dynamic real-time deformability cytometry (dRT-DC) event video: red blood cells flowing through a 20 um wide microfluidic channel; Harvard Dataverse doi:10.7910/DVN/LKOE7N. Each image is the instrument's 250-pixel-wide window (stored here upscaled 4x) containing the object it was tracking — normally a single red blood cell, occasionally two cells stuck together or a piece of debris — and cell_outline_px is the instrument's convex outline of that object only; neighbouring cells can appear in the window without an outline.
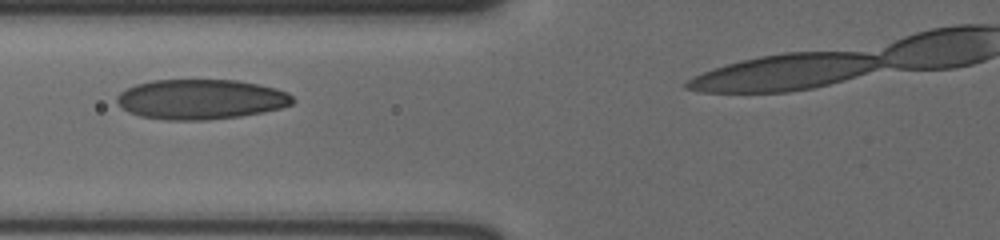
{"species": "human", "species_latin": "Homo sapiens", "temperature_condition": "cold", "stored_images_in_passage": 22, "camera_frame_rate_fps": 3000, "um_per_image_px": 0.085, "donor": {"sex": "male"}, "frame": {"image": 1, "passage_image": 4, "time_ms": 1.0, "image_size_px": [1000, 240], "cell_outline_px": [[296, 100], [292, 104], [280, 108], [264, 112], [240, 116], [208, 120], [168, 120], [140, 116], [128, 112], [116, 100], [116, 96], [120, 92], [136, 84], [152, 80], [236, 80], [276, 88], [288, 92]], "centroid_in_image_um": [17.09, 8.44], "position_along_channel_um": 108.7, "area_um2": 40.98}}
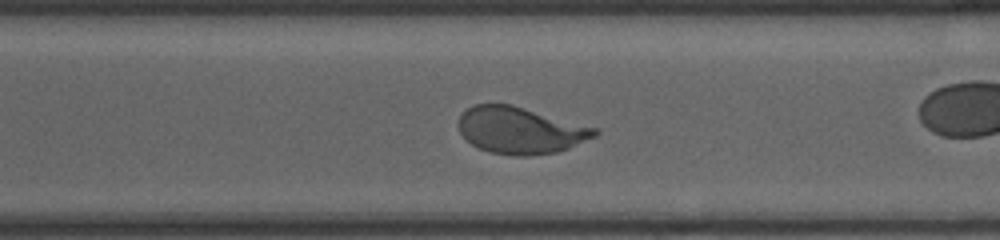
{"frame": {"image": 2, "passage_image": 16, "time_ms": 5.0, "image_size_px": [1000, 240], "cell_outline_px": [[600, 132], [596, 136], [568, 148], [556, 152], [528, 156], [516, 156], [488, 152], [472, 144], [460, 132], [460, 116], [472, 104], [512, 104], [596, 128]], "centroid_in_image_um": [44.24, 11.08], "position_along_channel_um": 326.4, "area_um2": 36.76}}
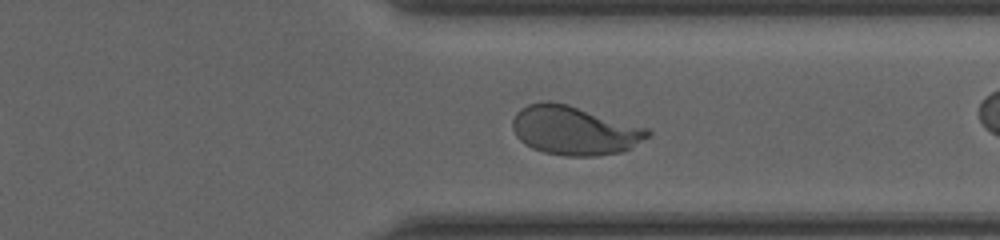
{"frame": {"image": 3, "passage_image": 19, "time_ms": 6.0, "image_size_px": [1000, 240], "cell_outline_px": [[652, 136], [620, 152], [596, 156], [564, 156], [544, 152], [532, 148], [524, 144], [516, 136], [512, 128], [512, 120], [516, 112], [520, 108], [528, 104], [544, 100], [548, 100], [568, 104], [648, 128], [652, 132]], "centroid_in_image_um": [48.8, 11.08], "position_along_channel_um": 362.6, "area_um2": 38.78}}